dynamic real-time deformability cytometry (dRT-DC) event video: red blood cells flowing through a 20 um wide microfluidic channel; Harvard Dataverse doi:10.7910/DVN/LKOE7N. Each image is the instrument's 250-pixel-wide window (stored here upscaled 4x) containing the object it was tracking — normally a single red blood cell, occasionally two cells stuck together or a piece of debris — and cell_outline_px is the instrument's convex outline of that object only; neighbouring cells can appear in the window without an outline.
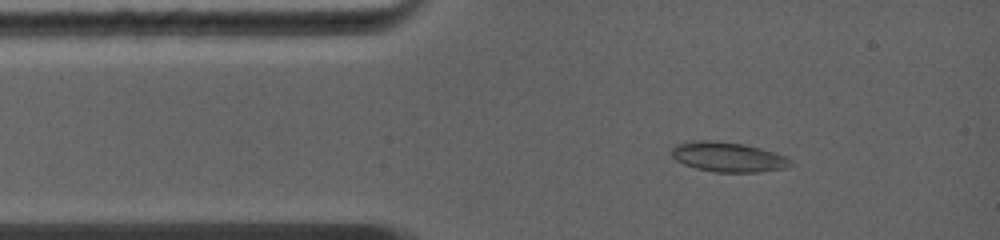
{"species": "common noctule bat (a hibernating species)", "species_latin": "Nyctalus noctula", "temperature_condition": "warm", "stored_images_in_passage": 14, "camera_frame_rate_fps": 5000, "um_per_image_px": 0.085, "animal": {"sex": "female", "body_mass_g": 19.0, "forearm_length_mm": 56.7}, "frame": {"image": 1, "passage_image": 2, "time_ms": 1.0, "image_size_px": [1000, 240], "cell_outline_px": [[796, 164], [788, 168], [756, 172], [716, 172], [696, 168], [684, 164], [676, 160], [672, 156], [672, 148], [676, 144], [692, 140], [716, 140], [744, 144], [760, 148], [788, 156]], "centroid_in_image_um": [61.94, 13.34], "position_along_channel_um": 23.1, "area_um2": 20.98}}
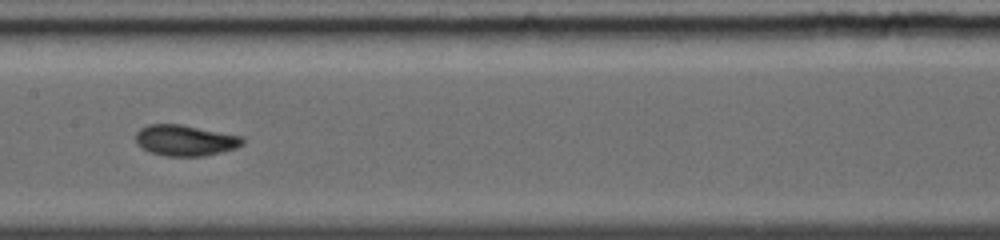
{"frame": {"image": 2, "passage_image": 7, "time_ms": 5.4, "image_size_px": [1000, 240], "cell_outline_px": [[244, 144], [236, 148], [204, 156], [164, 156], [152, 152], [136, 144], [136, 132], [140, 128], [148, 124], [180, 124], [240, 136], [244, 140]], "centroid_in_image_um": [15.72, 11.93], "position_along_channel_um": 191.7, "area_um2": 19.07}}
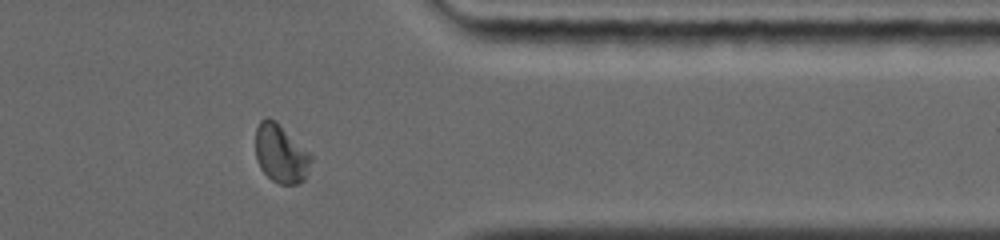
{"frame": {"image": 3, "passage_image": 12, "time_ms": 10.0, "image_size_px": [1000, 240], "cell_outline_px": [[312, 160], [304, 180], [296, 184], [280, 184], [272, 180], [260, 168], [256, 160], [256, 128], [260, 120], [264, 116], [268, 116], [276, 120], [312, 156]], "centroid_in_image_um": [23.84, 13.03], "position_along_channel_um": 387.6, "area_um2": 18.9}, "authors_computed_cell_mechanics": {"area_um2": 19.074, "velocity_mm_per_s": 4.437, "shape_relaxation_time_tau1_ms": 6.3274, "shape_relaxation_time_tau2_ms": 0.1341, "deformation_change_tau1": 0.1747, "deformation_change_tau2": 0.0242}}